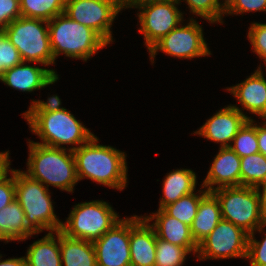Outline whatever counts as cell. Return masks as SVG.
<instances>
[{
	"label": "cell",
	"mask_w": 266,
	"mask_h": 266,
	"mask_svg": "<svg viewBox=\"0 0 266 266\" xmlns=\"http://www.w3.org/2000/svg\"><path fill=\"white\" fill-rule=\"evenodd\" d=\"M97 142L94 135L80 147L69 148L75 158L78 180L86 177L99 184L123 190L127 183L125 152Z\"/></svg>",
	"instance_id": "cell-1"
},
{
	"label": "cell",
	"mask_w": 266,
	"mask_h": 266,
	"mask_svg": "<svg viewBox=\"0 0 266 266\" xmlns=\"http://www.w3.org/2000/svg\"><path fill=\"white\" fill-rule=\"evenodd\" d=\"M67 150L68 154L65 147L54 148L29 141L28 170L24 173L47 187L73 192L79 180L73 151Z\"/></svg>",
	"instance_id": "cell-2"
},
{
	"label": "cell",
	"mask_w": 266,
	"mask_h": 266,
	"mask_svg": "<svg viewBox=\"0 0 266 266\" xmlns=\"http://www.w3.org/2000/svg\"><path fill=\"white\" fill-rule=\"evenodd\" d=\"M50 46L54 60L61 53L87 61L108 44L91 28L61 13L48 21Z\"/></svg>",
	"instance_id": "cell-3"
},
{
	"label": "cell",
	"mask_w": 266,
	"mask_h": 266,
	"mask_svg": "<svg viewBox=\"0 0 266 266\" xmlns=\"http://www.w3.org/2000/svg\"><path fill=\"white\" fill-rule=\"evenodd\" d=\"M15 199L23 208L26 224L35 233L60 231L62 223L53 210L48 188L23 171L15 170Z\"/></svg>",
	"instance_id": "cell-4"
},
{
	"label": "cell",
	"mask_w": 266,
	"mask_h": 266,
	"mask_svg": "<svg viewBox=\"0 0 266 266\" xmlns=\"http://www.w3.org/2000/svg\"><path fill=\"white\" fill-rule=\"evenodd\" d=\"M23 117L31 131L43 141L38 144L48 147L62 148V144L80 147L94 136L65 108L55 112L24 113Z\"/></svg>",
	"instance_id": "cell-5"
},
{
	"label": "cell",
	"mask_w": 266,
	"mask_h": 266,
	"mask_svg": "<svg viewBox=\"0 0 266 266\" xmlns=\"http://www.w3.org/2000/svg\"><path fill=\"white\" fill-rule=\"evenodd\" d=\"M222 219L232 222L249 235L258 230L263 231L264 222L260 200L256 187L237 186L215 189Z\"/></svg>",
	"instance_id": "cell-6"
},
{
	"label": "cell",
	"mask_w": 266,
	"mask_h": 266,
	"mask_svg": "<svg viewBox=\"0 0 266 266\" xmlns=\"http://www.w3.org/2000/svg\"><path fill=\"white\" fill-rule=\"evenodd\" d=\"M4 31L17 48L23 62L41 63L46 66L54 64L48 21L21 16L5 27Z\"/></svg>",
	"instance_id": "cell-7"
},
{
	"label": "cell",
	"mask_w": 266,
	"mask_h": 266,
	"mask_svg": "<svg viewBox=\"0 0 266 266\" xmlns=\"http://www.w3.org/2000/svg\"><path fill=\"white\" fill-rule=\"evenodd\" d=\"M117 213L104 201L78 203L70 212L61 232L70 238L94 241L110 230L117 222Z\"/></svg>",
	"instance_id": "cell-8"
},
{
	"label": "cell",
	"mask_w": 266,
	"mask_h": 266,
	"mask_svg": "<svg viewBox=\"0 0 266 266\" xmlns=\"http://www.w3.org/2000/svg\"><path fill=\"white\" fill-rule=\"evenodd\" d=\"M249 234L232 222L221 219L212 232L198 244V260L246 258Z\"/></svg>",
	"instance_id": "cell-9"
},
{
	"label": "cell",
	"mask_w": 266,
	"mask_h": 266,
	"mask_svg": "<svg viewBox=\"0 0 266 266\" xmlns=\"http://www.w3.org/2000/svg\"><path fill=\"white\" fill-rule=\"evenodd\" d=\"M120 11L118 0H66L64 13L109 44L113 40L110 28Z\"/></svg>",
	"instance_id": "cell-10"
},
{
	"label": "cell",
	"mask_w": 266,
	"mask_h": 266,
	"mask_svg": "<svg viewBox=\"0 0 266 266\" xmlns=\"http://www.w3.org/2000/svg\"><path fill=\"white\" fill-rule=\"evenodd\" d=\"M158 50L170 56L186 59L211 54L204 40L202 27L192 18L189 24L177 26L150 49L151 61Z\"/></svg>",
	"instance_id": "cell-11"
},
{
	"label": "cell",
	"mask_w": 266,
	"mask_h": 266,
	"mask_svg": "<svg viewBox=\"0 0 266 266\" xmlns=\"http://www.w3.org/2000/svg\"><path fill=\"white\" fill-rule=\"evenodd\" d=\"M176 0L150 3L139 9V32L144 35L145 45L150 49L169 32L175 29L183 20V14L175 5Z\"/></svg>",
	"instance_id": "cell-12"
},
{
	"label": "cell",
	"mask_w": 266,
	"mask_h": 266,
	"mask_svg": "<svg viewBox=\"0 0 266 266\" xmlns=\"http://www.w3.org/2000/svg\"><path fill=\"white\" fill-rule=\"evenodd\" d=\"M130 218L121 219L93 241L97 266H131Z\"/></svg>",
	"instance_id": "cell-13"
},
{
	"label": "cell",
	"mask_w": 266,
	"mask_h": 266,
	"mask_svg": "<svg viewBox=\"0 0 266 266\" xmlns=\"http://www.w3.org/2000/svg\"><path fill=\"white\" fill-rule=\"evenodd\" d=\"M251 117L245 115L236 105H229L205 122L195 134L211 141L220 142L221 148L229 147L239 129Z\"/></svg>",
	"instance_id": "cell-14"
},
{
	"label": "cell",
	"mask_w": 266,
	"mask_h": 266,
	"mask_svg": "<svg viewBox=\"0 0 266 266\" xmlns=\"http://www.w3.org/2000/svg\"><path fill=\"white\" fill-rule=\"evenodd\" d=\"M157 236L144 217L130 218L131 266H155Z\"/></svg>",
	"instance_id": "cell-15"
},
{
	"label": "cell",
	"mask_w": 266,
	"mask_h": 266,
	"mask_svg": "<svg viewBox=\"0 0 266 266\" xmlns=\"http://www.w3.org/2000/svg\"><path fill=\"white\" fill-rule=\"evenodd\" d=\"M237 186H240V157L230 147H220L202 188L205 187L208 192H212L223 187Z\"/></svg>",
	"instance_id": "cell-16"
},
{
	"label": "cell",
	"mask_w": 266,
	"mask_h": 266,
	"mask_svg": "<svg viewBox=\"0 0 266 266\" xmlns=\"http://www.w3.org/2000/svg\"><path fill=\"white\" fill-rule=\"evenodd\" d=\"M21 62L17 66L4 71L0 81L6 85L24 92H32L53 84L58 80L54 70L26 65Z\"/></svg>",
	"instance_id": "cell-17"
},
{
	"label": "cell",
	"mask_w": 266,
	"mask_h": 266,
	"mask_svg": "<svg viewBox=\"0 0 266 266\" xmlns=\"http://www.w3.org/2000/svg\"><path fill=\"white\" fill-rule=\"evenodd\" d=\"M144 217L148 222L155 220L151 226L159 239L168 241L180 247H185L189 252L198 251V244L193 239L191 228L178 219L168 215L163 209L157 213Z\"/></svg>",
	"instance_id": "cell-18"
},
{
	"label": "cell",
	"mask_w": 266,
	"mask_h": 266,
	"mask_svg": "<svg viewBox=\"0 0 266 266\" xmlns=\"http://www.w3.org/2000/svg\"><path fill=\"white\" fill-rule=\"evenodd\" d=\"M258 69L240 84L227 90L238 99L244 109L266 120V80Z\"/></svg>",
	"instance_id": "cell-19"
},
{
	"label": "cell",
	"mask_w": 266,
	"mask_h": 266,
	"mask_svg": "<svg viewBox=\"0 0 266 266\" xmlns=\"http://www.w3.org/2000/svg\"><path fill=\"white\" fill-rule=\"evenodd\" d=\"M222 219L220 205L212 192H207L200 200L197 214L190 226L197 244L207 237Z\"/></svg>",
	"instance_id": "cell-20"
},
{
	"label": "cell",
	"mask_w": 266,
	"mask_h": 266,
	"mask_svg": "<svg viewBox=\"0 0 266 266\" xmlns=\"http://www.w3.org/2000/svg\"><path fill=\"white\" fill-rule=\"evenodd\" d=\"M61 263L64 266H97L92 241L70 238L59 231Z\"/></svg>",
	"instance_id": "cell-21"
},
{
	"label": "cell",
	"mask_w": 266,
	"mask_h": 266,
	"mask_svg": "<svg viewBox=\"0 0 266 266\" xmlns=\"http://www.w3.org/2000/svg\"><path fill=\"white\" fill-rule=\"evenodd\" d=\"M196 175L190 169H178L167 174L163 181V195L159 209L176 202L181 197L194 192Z\"/></svg>",
	"instance_id": "cell-22"
},
{
	"label": "cell",
	"mask_w": 266,
	"mask_h": 266,
	"mask_svg": "<svg viewBox=\"0 0 266 266\" xmlns=\"http://www.w3.org/2000/svg\"><path fill=\"white\" fill-rule=\"evenodd\" d=\"M0 230L9 241H23L35 234L26 224L24 210L16 199L0 210Z\"/></svg>",
	"instance_id": "cell-23"
},
{
	"label": "cell",
	"mask_w": 266,
	"mask_h": 266,
	"mask_svg": "<svg viewBox=\"0 0 266 266\" xmlns=\"http://www.w3.org/2000/svg\"><path fill=\"white\" fill-rule=\"evenodd\" d=\"M50 232L42 239L35 241L27 250V266H62L59 247V231Z\"/></svg>",
	"instance_id": "cell-24"
},
{
	"label": "cell",
	"mask_w": 266,
	"mask_h": 266,
	"mask_svg": "<svg viewBox=\"0 0 266 266\" xmlns=\"http://www.w3.org/2000/svg\"><path fill=\"white\" fill-rule=\"evenodd\" d=\"M266 183V156L260 152L240 158V186L258 187Z\"/></svg>",
	"instance_id": "cell-25"
},
{
	"label": "cell",
	"mask_w": 266,
	"mask_h": 266,
	"mask_svg": "<svg viewBox=\"0 0 266 266\" xmlns=\"http://www.w3.org/2000/svg\"><path fill=\"white\" fill-rule=\"evenodd\" d=\"M66 0H20L21 16L50 21L64 13Z\"/></svg>",
	"instance_id": "cell-26"
},
{
	"label": "cell",
	"mask_w": 266,
	"mask_h": 266,
	"mask_svg": "<svg viewBox=\"0 0 266 266\" xmlns=\"http://www.w3.org/2000/svg\"><path fill=\"white\" fill-rule=\"evenodd\" d=\"M201 195H196L195 193H190L178 199L176 202L168 204L163 208V210L170 215L181 221L182 223L191 226L193 223V219L195 218L198 210V206L200 203L201 198L208 192L199 191Z\"/></svg>",
	"instance_id": "cell-27"
},
{
	"label": "cell",
	"mask_w": 266,
	"mask_h": 266,
	"mask_svg": "<svg viewBox=\"0 0 266 266\" xmlns=\"http://www.w3.org/2000/svg\"><path fill=\"white\" fill-rule=\"evenodd\" d=\"M253 119L247 120L239 129L229 147L241 158L259 152L257 124Z\"/></svg>",
	"instance_id": "cell-28"
},
{
	"label": "cell",
	"mask_w": 266,
	"mask_h": 266,
	"mask_svg": "<svg viewBox=\"0 0 266 266\" xmlns=\"http://www.w3.org/2000/svg\"><path fill=\"white\" fill-rule=\"evenodd\" d=\"M188 253L185 247L157 238L155 266H182Z\"/></svg>",
	"instance_id": "cell-29"
},
{
	"label": "cell",
	"mask_w": 266,
	"mask_h": 266,
	"mask_svg": "<svg viewBox=\"0 0 266 266\" xmlns=\"http://www.w3.org/2000/svg\"><path fill=\"white\" fill-rule=\"evenodd\" d=\"M180 3V0H176ZM190 11L200 17L205 18L211 23L223 21L221 17L225 13V3H220L219 0H186Z\"/></svg>",
	"instance_id": "cell-30"
},
{
	"label": "cell",
	"mask_w": 266,
	"mask_h": 266,
	"mask_svg": "<svg viewBox=\"0 0 266 266\" xmlns=\"http://www.w3.org/2000/svg\"><path fill=\"white\" fill-rule=\"evenodd\" d=\"M22 62L17 48L10 42L4 29H0V77L4 71Z\"/></svg>",
	"instance_id": "cell-31"
},
{
	"label": "cell",
	"mask_w": 266,
	"mask_h": 266,
	"mask_svg": "<svg viewBox=\"0 0 266 266\" xmlns=\"http://www.w3.org/2000/svg\"><path fill=\"white\" fill-rule=\"evenodd\" d=\"M226 14H243L252 11H266V0H225Z\"/></svg>",
	"instance_id": "cell-32"
},
{
	"label": "cell",
	"mask_w": 266,
	"mask_h": 266,
	"mask_svg": "<svg viewBox=\"0 0 266 266\" xmlns=\"http://www.w3.org/2000/svg\"><path fill=\"white\" fill-rule=\"evenodd\" d=\"M248 38L253 49L260 59H264L266 64V24L253 23L249 28Z\"/></svg>",
	"instance_id": "cell-33"
},
{
	"label": "cell",
	"mask_w": 266,
	"mask_h": 266,
	"mask_svg": "<svg viewBox=\"0 0 266 266\" xmlns=\"http://www.w3.org/2000/svg\"><path fill=\"white\" fill-rule=\"evenodd\" d=\"M254 233L249 235L247 256L251 266H266V234L263 241H257L254 238Z\"/></svg>",
	"instance_id": "cell-34"
},
{
	"label": "cell",
	"mask_w": 266,
	"mask_h": 266,
	"mask_svg": "<svg viewBox=\"0 0 266 266\" xmlns=\"http://www.w3.org/2000/svg\"><path fill=\"white\" fill-rule=\"evenodd\" d=\"M21 17L20 0H0V29Z\"/></svg>",
	"instance_id": "cell-35"
},
{
	"label": "cell",
	"mask_w": 266,
	"mask_h": 266,
	"mask_svg": "<svg viewBox=\"0 0 266 266\" xmlns=\"http://www.w3.org/2000/svg\"><path fill=\"white\" fill-rule=\"evenodd\" d=\"M10 170L12 177L7 172L0 179V210L15 200V170Z\"/></svg>",
	"instance_id": "cell-36"
},
{
	"label": "cell",
	"mask_w": 266,
	"mask_h": 266,
	"mask_svg": "<svg viewBox=\"0 0 266 266\" xmlns=\"http://www.w3.org/2000/svg\"><path fill=\"white\" fill-rule=\"evenodd\" d=\"M61 101L57 95L48 98L47 102L40 100L33 101L29 110L24 113H39V112H55L57 110L64 109L60 107Z\"/></svg>",
	"instance_id": "cell-37"
},
{
	"label": "cell",
	"mask_w": 266,
	"mask_h": 266,
	"mask_svg": "<svg viewBox=\"0 0 266 266\" xmlns=\"http://www.w3.org/2000/svg\"><path fill=\"white\" fill-rule=\"evenodd\" d=\"M166 0H118L120 9L123 8H140L143 5H147L150 3H157V2H163Z\"/></svg>",
	"instance_id": "cell-38"
},
{
	"label": "cell",
	"mask_w": 266,
	"mask_h": 266,
	"mask_svg": "<svg viewBox=\"0 0 266 266\" xmlns=\"http://www.w3.org/2000/svg\"><path fill=\"white\" fill-rule=\"evenodd\" d=\"M257 140L259 152L266 156V121L263 126H257Z\"/></svg>",
	"instance_id": "cell-39"
},
{
	"label": "cell",
	"mask_w": 266,
	"mask_h": 266,
	"mask_svg": "<svg viewBox=\"0 0 266 266\" xmlns=\"http://www.w3.org/2000/svg\"><path fill=\"white\" fill-rule=\"evenodd\" d=\"M260 186L262 187V191L260 190ZM260 186L257 187V192L260 200L261 215L264 222H266V183H263Z\"/></svg>",
	"instance_id": "cell-40"
},
{
	"label": "cell",
	"mask_w": 266,
	"mask_h": 266,
	"mask_svg": "<svg viewBox=\"0 0 266 266\" xmlns=\"http://www.w3.org/2000/svg\"><path fill=\"white\" fill-rule=\"evenodd\" d=\"M9 152L0 153V179L10 170Z\"/></svg>",
	"instance_id": "cell-41"
},
{
	"label": "cell",
	"mask_w": 266,
	"mask_h": 266,
	"mask_svg": "<svg viewBox=\"0 0 266 266\" xmlns=\"http://www.w3.org/2000/svg\"><path fill=\"white\" fill-rule=\"evenodd\" d=\"M2 256H0L1 259ZM0 266H27L25 257L21 258H10L1 261L0 260Z\"/></svg>",
	"instance_id": "cell-42"
},
{
	"label": "cell",
	"mask_w": 266,
	"mask_h": 266,
	"mask_svg": "<svg viewBox=\"0 0 266 266\" xmlns=\"http://www.w3.org/2000/svg\"><path fill=\"white\" fill-rule=\"evenodd\" d=\"M0 240L7 241V243L9 242V240L4 236L1 230H0Z\"/></svg>",
	"instance_id": "cell-43"
}]
</instances>
